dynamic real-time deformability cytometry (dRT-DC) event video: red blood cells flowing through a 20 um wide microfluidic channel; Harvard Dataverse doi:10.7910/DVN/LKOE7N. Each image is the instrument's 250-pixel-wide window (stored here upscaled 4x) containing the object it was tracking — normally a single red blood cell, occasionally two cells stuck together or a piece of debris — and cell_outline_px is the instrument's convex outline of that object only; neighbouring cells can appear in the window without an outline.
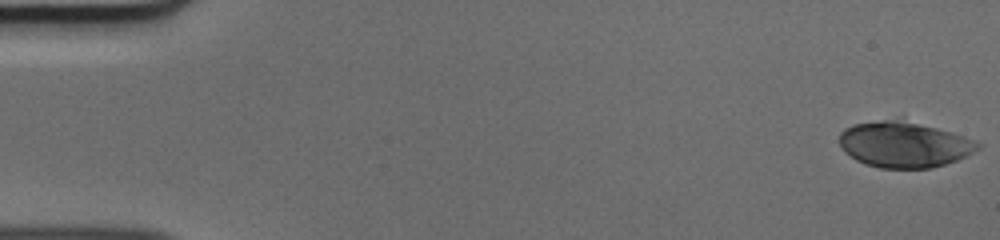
{"species": "human", "species_latin": "Homo sapiens", "temperature_condition": "cold", "stored_images_in_passage": 11, "camera_frame_rate_fps": 3000, "um_per_image_px": 0.085, "donor": {"sex": "male"}, "frame": {"image": 1, "passage_image": 1, "time_ms": 0.0, "image_size_px": [1000, 240], "cell_outline_px": [[980, 148], [956, 160], [932, 168], [880, 168], [864, 164], [856, 160], [844, 152], [840, 144], [840, 132], [844, 128], [852, 124], [884, 120], [896, 120], [936, 128], [964, 136], [976, 140], [980, 144]], "centroid_in_image_um": [76.81, 12.31], "position_along_channel_um": 8.2, "area_um2": 36.36}}